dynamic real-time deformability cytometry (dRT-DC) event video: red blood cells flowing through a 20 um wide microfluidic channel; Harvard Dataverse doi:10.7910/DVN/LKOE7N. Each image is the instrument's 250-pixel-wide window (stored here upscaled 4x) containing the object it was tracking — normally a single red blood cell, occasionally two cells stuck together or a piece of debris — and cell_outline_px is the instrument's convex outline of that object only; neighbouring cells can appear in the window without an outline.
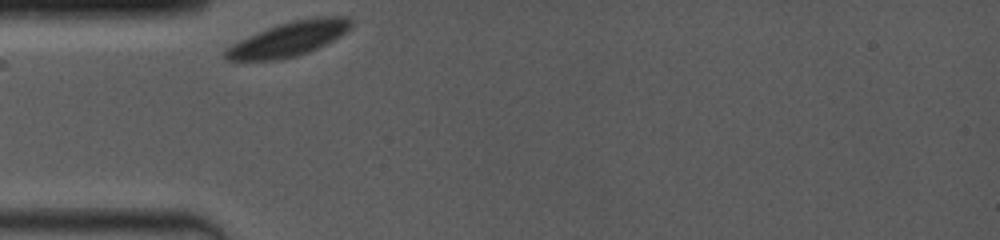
{"species": "common noctule bat (a hibernating species)", "species_latin": "Nyctalus noctula", "temperature_condition": "room temperature", "stored_images_in_passage": 18, "camera_frame_rate_fps": 4000, "um_per_image_px": 0.085, "animal": {"sex": "female", "body_mass_g": 19.0, "forearm_length_mm": 53.3}, "frame": {"image": 1, "passage_image": 1, "time_ms": 0.0, "image_size_px": [1000, 240], "cell_outline_px": [[352, 24], [340, 36], [308, 52], [296, 56], [280, 60], [236, 64], [228, 60], [224, 56], [224, 52], [232, 44], [256, 32], [292, 20], [316, 16], [348, 16], [352, 20]], "centroid_in_image_um": [24.45, 3.35], "position_along_channel_um": 60.5, "area_um2": 25.66}}
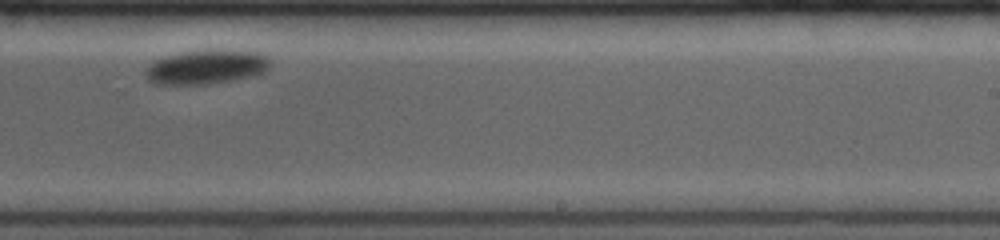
{"frame": {"image": 2, "passage_image": 12, "time_ms": 6.5, "image_size_px": [1000, 240], "cell_outline_px": [[268, 68], [264, 72], [256, 76], [208, 84], [156, 84], [148, 80], [144, 72], [156, 60], [180, 52], [208, 48], [260, 52], [268, 56]], "centroid_in_image_um": [17.58, 5.67], "position_along_channel_um": 271.4, "area_um2": 25.09}}
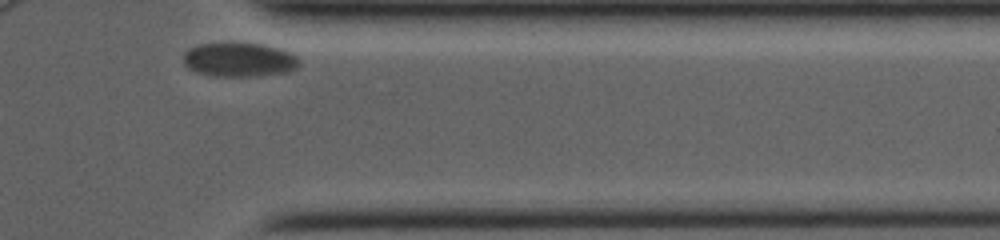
{"frame": {"image": 3, "passage_image": 18, "time_ms": 10.0, "image_size_px": [1000, 240], "cell_outline_px": [[300, 64], [296, 68], [288, 72], [256, 76], [212, 76], [196, 72], [188, 68], [184, 64], [184, 52], [188, 48], [200, 44], [260, 44], [276, 48], [288, 52], [296, 56], [300, 60]], "centroid_in_image_um": [20.32, 5.1], "position_along_channel_um": 391.1, "area_um2": 22.77}, "authors_computed_cell_mechanics": {"area_um2": 25.1141, "velocity_mm_per_s": 3.3149, "shape_relaxation_time_tau1_ms": 1.8728, "shape_relaxation_time_tau2_ms": null, "deformation_change_tau1": 0.0394, "deformation_change_tau2": null}}